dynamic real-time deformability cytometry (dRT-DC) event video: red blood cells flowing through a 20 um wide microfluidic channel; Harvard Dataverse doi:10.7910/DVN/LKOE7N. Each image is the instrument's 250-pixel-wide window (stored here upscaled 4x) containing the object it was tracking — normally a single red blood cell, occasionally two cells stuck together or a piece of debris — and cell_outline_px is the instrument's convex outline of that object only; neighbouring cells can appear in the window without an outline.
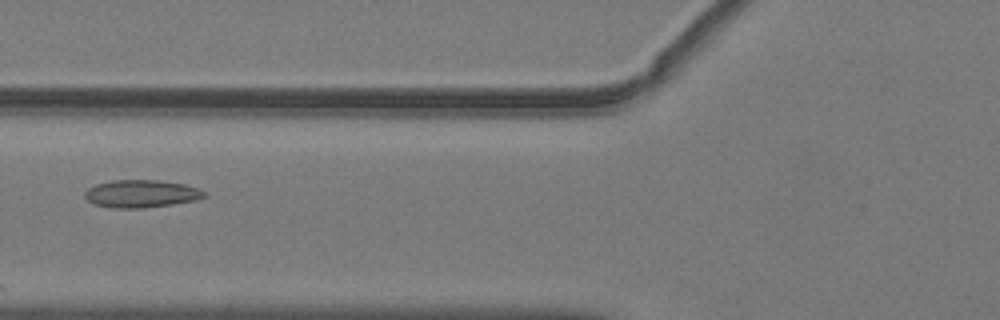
{"species": "common noctule bat (a hibernating species)", "species_latin": "Nyctalus noctula", "temperature_condition": "warm", "stored_images_in_passage": 45, "camera_frame_rate_fps": 3000, "um_per_image_px": 0.085, "animal": {"sex": "male", "body_mass_g": 19.2, "forearm_length_mm": 51.8}, "frame": {"image": 1, "passage_image": 14, "time_ms": 4.333, "image_size_px": [1000, 320], "cell_outline_px": [[208, 196], [196, 200], [172, 204], [144, 208], [108, 208], [92, 204], [84, 196], [84, 192], [88, 188], [96, 184], [112, 180], [160, 180], [184, 184], [200, 188], [208, 192]], "centroid_in_image_um": [12.03, 16.47], "position_along_channel_um": 113.8, "area_um2": 19.59}}
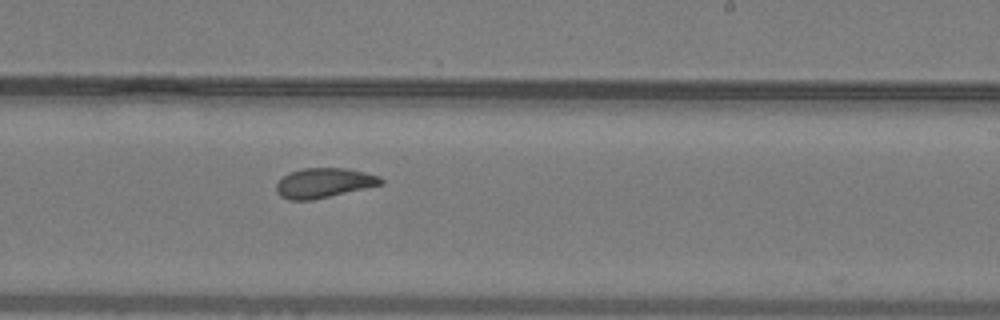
{"frame": {"image": 2, "passage_image": 25, "time_ms": 8.0, "image_size_px": [1000, 320], "cell_outline_px": [[384, 184], [312, 200], [288, 200], [280, 196], [276, 192], [276, 184], [288, 172], [304, 168], [348, 168], [380, 176], [384, 180]], "centroid_in_image_um": [27.53, 15.54], "position_along_channel_um": 261.5, "area_um2": 18.21}}
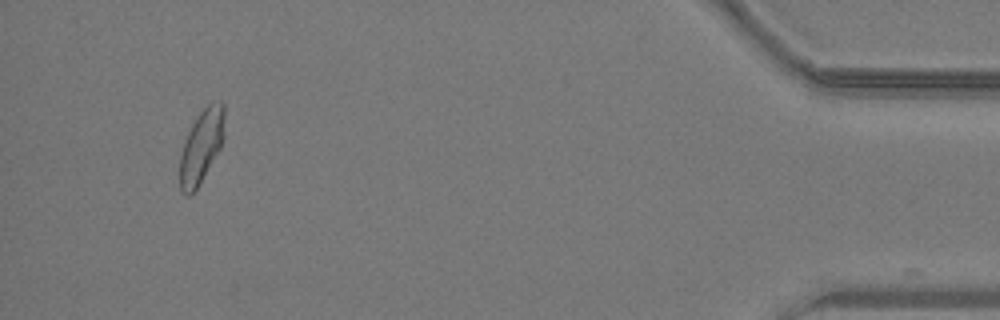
{"frame": {"image": 3, "passage_image": 42, "time_ms": 13.667, "image_size_px": [1000, 320], "cell_outline_px": [[224, 136], [220, 148], [196, 188], [188, 196], [180, 192], [180, 156], [184, 140], [192, 124], [200, 112], [212, 100], [220, 100], [224, 104]], "centroid_in_image_um": [17.12, 12.38], "position_along_channel_um": 418.1, "area_um2": 18.9}, "authors_computed_cell_mechanics": {"area_um2": 18.9584, "velocity_mm_per_s": 4.0335, "shape_relaxation_time_tau1_ms": null, "shape_relaxation_time_tau2_ms": 1.4963, "deformation_change_tau1": null, "deformation_change_tau2": 0.0675}}